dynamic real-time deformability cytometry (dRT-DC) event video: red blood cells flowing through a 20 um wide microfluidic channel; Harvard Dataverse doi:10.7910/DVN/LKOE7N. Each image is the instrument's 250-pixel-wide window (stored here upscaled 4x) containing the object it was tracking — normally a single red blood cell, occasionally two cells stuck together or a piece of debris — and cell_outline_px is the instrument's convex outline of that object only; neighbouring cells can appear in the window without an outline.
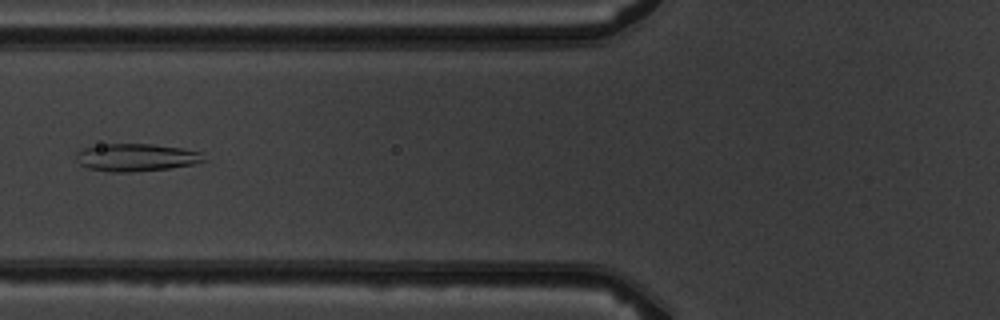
{"species": "common noctule bat (a hibernating species)", "species_latin": "Nyctalus noctula", "temperature_condition": "warm", "stored_images_in_passage": 6, "camera_frame_rate_fps": 3000, "um_per_image_px": 0.085, "animal": {"sex": "male", "body_mass_g": 19.5, "forearm_length_mm": 54.6}, "frame": {"image": 1, "passage_image": 6, "time_ms": 5.667, "image_size_px": [1000, 320], "cell_outline_px": [[208, 160], [192, 164], [168, 168], [132, 172], [108, 172], [88, 168], [80, 164], [76, 160], [76, 152], [84, 148], [100, 144], [152, 144], [184, 148], [200, 152]], "centroid_in_image_um": [11.56, 13.38], "position_along_channel_um": 114.2, "area_um2": 20.63}}